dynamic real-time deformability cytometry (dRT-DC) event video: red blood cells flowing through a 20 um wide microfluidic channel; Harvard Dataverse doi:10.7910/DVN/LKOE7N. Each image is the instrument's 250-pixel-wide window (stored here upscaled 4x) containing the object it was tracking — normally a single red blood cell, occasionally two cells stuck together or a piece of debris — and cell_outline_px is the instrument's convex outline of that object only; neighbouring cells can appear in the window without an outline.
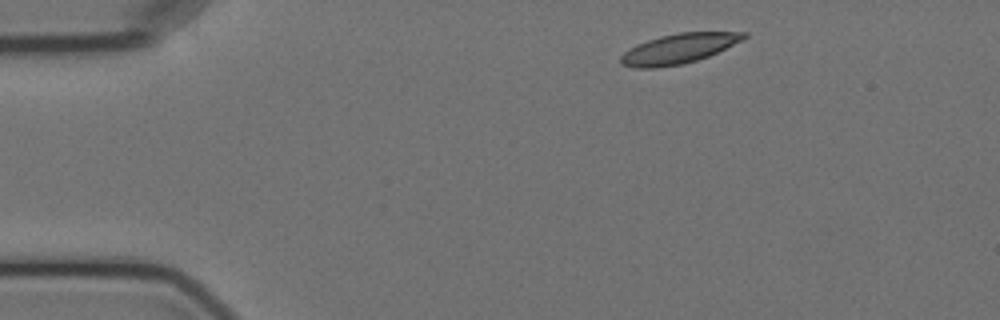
{"species": "Egyptian fruit bat (a non-hibernating species)", "species_latin": "Rousettus aegyptiacus", "temperature_condition": "cold", "stored_images_in_passage": 5, "camera_frame_rate_fps": 3000, "um_per_image_px": 0.085, "animal": {"sex": "female"}, "frame": {"image": 1, "passage_image": 1, "time_ms": 0.0, "image_size_px": [1000, 320], "cell_outline_px": [[748, 36], [708, 56], [696, 60], [680, 64], [652, 68], [636, 68], [620, 64], [620, 56], [624, 52], [648, 40], [660, 36], [680, 32], [748, 32]], "centroid_in_image_um": [57.66, 4.13], "position_along_channel_um": 27.3, "area_um2": 20.87}}
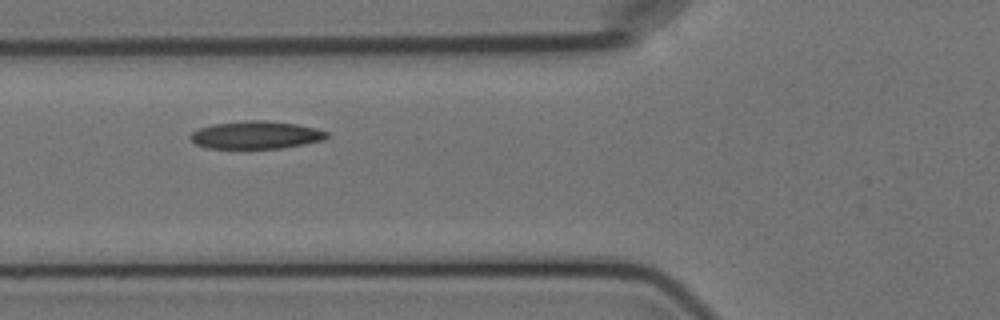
{"frame": {"image": 2, "passage_image": 4, "time_ms": 4.0, "image_size_px": [1000, 320], "cell_outline_px": [[328, 136], [324, 140], [304, 144], [280, 148], [208, 148], [196, 144], [188, 136], [192, 132], [200, 128], [212, 124], [248, 120], [264, 120], [296, 124], [316, 128], [328, 132]], "centroid_in_image_um": [21.76, 11.47], "position_along_channel_um": 104.0, "area_um2": 21.96}}
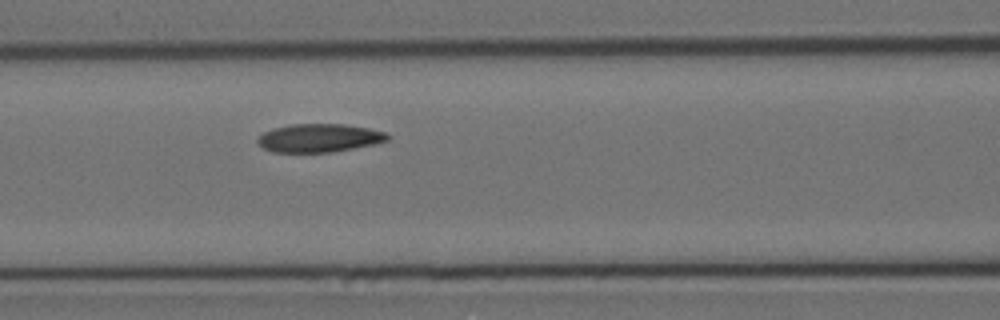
{"frame": {"image": 3, "passage_image": 5, "time_ms": 5.0, "image_size_px": [1000, 320], "cell_outline_px": [[392, 136], [388, 140], [376, 144], [332, 152], [272, 152], [264, 148], [256, 140], [264, 132], [272, 128], [288, 124], [344, 124], [368, 128], [388, 132]], "centroid_in_image_um": [27.18, 11.72], "position_along_channel_um": 139.4, "area_um2": 21.62}}